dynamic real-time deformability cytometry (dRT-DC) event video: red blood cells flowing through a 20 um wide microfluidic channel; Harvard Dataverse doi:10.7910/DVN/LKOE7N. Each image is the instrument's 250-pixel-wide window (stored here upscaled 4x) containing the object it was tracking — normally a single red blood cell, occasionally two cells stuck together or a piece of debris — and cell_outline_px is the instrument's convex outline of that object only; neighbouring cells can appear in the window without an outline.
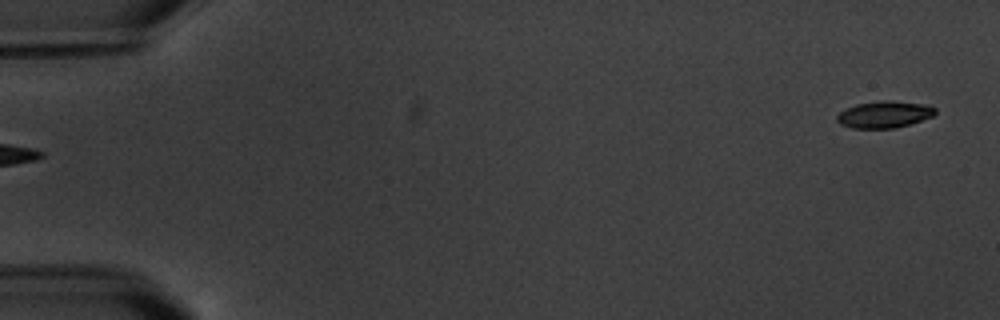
{"species": "common noctule bat (a hibernating species)", "species_latin": "Nyctalus noctula", "temperature_condition": "warm", "stored_images_in_passage": 6, "segment_of_instrument_passage": [2, 2], "camera_frame_rate_fps": 3000, "um_per_image_px": 0.085, "animal": {"sex": "male", "body_mass_g": 20.1, "forearm_length_mm": 53.5}, "frame": {"image": 1, "passage_image": 6, "time_ms": 6.667, "image_size_px": [1000, 320], "cell_outline_px": [[936, 112], [932, 116], [896, 128], [852, 128], [840, 124], [836, 120], [836, 116], [840, 112], [856, 104], [884, 100], [920, 104], [936, 108]], "centroid_in_image_um": [75.12, 9.74], "position_along_channel_um": 9.9, "area_um2": 14.97}}